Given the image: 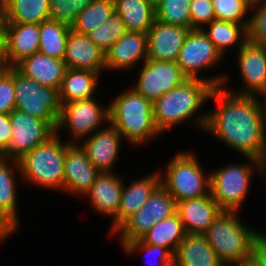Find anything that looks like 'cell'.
Wrapping results in <instances>:
<instances>
[{
    "label": "cell",
    "mask_w": 266,
    "mask_h": 266,
    "mask_svg": "<svg viewBox=\"0 0 266 266\" xmlns=\"http://www.w3.org/2000/svg\"><path fill=\"white\" fill-rule=\"evenodd\" d=\"M209 99L218 105L207 113L205 132L245 157L266 158V136L257 96L237 95L223 86L214 87Z\"/></svg>",
    "instance_id": "1"
},
{
    "label": "cell",
    "mask_w": 266,
    "mask_h": 266,
    "mask_svg": "<svg viewBox=\"0 0 266 266\" xmlns=\"http://www.w3.org/2000/svg\"><path fill=\"white\" fill-rule=\"evenodd\" d=\"M227 80L225 74L206 79L188 78L153 102L155 125L160 134L191 118L204 130L207 113L198 114L200 107L209 100L213 88L225 87Z\"/></svg>",
    "instance_id": "2"
},
{
    "label": "cell",
    "mask_w": 266,
    "mask_h": 266,
    "mask_svg": "<svg viewBox=\"0 0 266 266\" xmlns=\"http://www.w3.org/2000/svg\"><path fill=\"white\" fill-rule=\"evenodd\" d=\"M108 105L109 122L133 146L160 135L155 125L153 103L133 88L115 96Z\"/></svg>",
    "instance_id": "3"
},
{
    "label": "cell",
    "mask_w": 266,
    "mask_h": 266,
    "mask_svg": "<svg viewBox=\"0 0 266 266\" xmlns=\"http://www.w3.org/2000/svg\"><path fill=\"white\" fill-rule=\"evenodd\" d=\"M239 211L222 210L204 233L217 257L226 266H236L251 258V248L259 233L237 215Z\"/></svg>",
    "instance_id": "4"
},
{
    "label": "cell",
    "mask_w": 266,
    "mask_h": 266,
    "mask_svg": "<svg viewBox=\"0 0 266 266\" xmlns=\"http://www.w3.org/2000/svg\"><path fill=\"white\" fill-rule=\"evenodd\" d=\"M67 140L56 132L47 141L35 147L18 160L21 179L29 184L50 190L63 191L64 162Z\"/></svg>",
    "instance_id": "5"
},
{
    "label": "cell",
    "mask_w": 266,
    "mask_h": 266,
    "mask_svg": "<svg viewBox=\"0 0 266 266\" xmlns=\"http://www.w3.org/2000/svg\"><path fill=\"white\" fill-rule=\"evenodd\" d=\"M248 164H230L210 173V194L222 210L238 211L249 193L253 172L261 171L262 162L246 157ZM255 167V171L253 170Z\"/></svg>",
    "instance_id": "6"
},
{
    "label": "cell",
    "mask_w": 266,
    "mask_h": 266,
    "mask_svg": "<svg viewBox=\"0 0 266 266\" xmlns=\"http://www.w3.org/2000/svg\"><path fill=\"white\" fill-rule=\"evenodd\" d=\"M196 156L189 151L178 152L167 164L161 185L177 202L210 194V174L203 171Z\"/></svg>",
    "instance_id": "7"
},
{
    "label": "cell",
    "mask_w": 266,
    "mask_h": 266,
    "mask_svg": "<svg viewBox=\"0 0 266 266\" xmlns=\"http://www.w3.org/2000/svg\"><path fill=\"white\" fill-rule=\"evenodd\" d=\"M15 109L47 121L55 130L62 104L59 89L42 86L14 67Z\"/></svg>",
    "instance_id": "8"
},
{
    "label": "cell",
    "mask_w": 266,
    "mask_h": 266,
    "mask_svg": "<svg viewBox=\"0 0 266 266\" xmlns=\"http://www.w3.org/2000/svg\"><path fill=\"white\" fill-rule=\"evenodd\" d=\"M176 199L160 184L145 204L131 215L115 232L123 247L126 243L141 239L157 222L176 214Z\"/></svg>",
    "instance_id": "9"
},
{
    "label": "cell",
    "mask_w": 266,
    "mask_h": 266,
    "mask_svg": "<svg viewBox=\"0 0 266 266\" xmlns=\"http://www.w3.org/2000/svg\"><path fill=\"white\" fill-rule=\"evenodd\" d=\"M109 122V105L102 106L93 98L77 100L62 104L56 132L66 128L72 135L69 143H77L82 138L91 136L104 123ZM72 133V134H71Z\"/></svg>",
    "instance_id": "10"
},
{
    "label": "cell",
    "mask_w": 266,
    "mask_h": 266,
    "mask_svg": "<svg viewBox=\"0 0 266 266\" xmlns=\"http://www.w3.org/2000/svg\"><path fill=\"white\" fill-rule=\"evenodd\" d=\"M12 137L3 151L4 158L18 161L26 153L47 141L56 130L42 119L14 109L10 112Z\"/></svg>",
    "instance_id": "11"
},
{
    "label": "cell",
    "mask_w": 266,
    "mask_h": 266,
    "mask_svg": "<svg viewBox=\"0 0 266 266\" xmlns=\"http://www.w3.org/2000/svg\"><path fill=\"white\" fill-rule=\"evenodd\" d=\"M142 64L133 89L152 103L188 79L177 62L147 58Z\"/></svg>",
    "instance_id": "12"
},
{
    "label": "cell",
    "mask_w": 266,
    "mask_h": 266,
    "mask_svg": "<svg viewBox=\"0 0 266 266\" xmlns=\"http://www.w3.org/2000/svg\"><path fill=\"white\" fill-rule=\"evenodd\" d=\"M223 59L203 29H191L180 49L177 64L188 78H201L199 72L217 66ZM201 70V71H200Z\"/></svg>",
    "instance_id": "13"
},
{
    "label": "cell",
    "mask_w": 266,
    "mask_h": 266,
    "mask_svg": "<svg viewBox=\"0 0 266 266\" xmlns=\"http://www.w3.org/2000/svg\"><path fill=\"white\" fill-rule=\"evenodd\" d=\"M238 67L245 85L242 91H230L237 95L257 96L266 93V47L246 41L238 48Z\"/></svg>",
    "instance_id": "14"
},
{
    "label": "cell",
    "mask_w": 266,
    "mask_h": 266,
    "mask_svg": "<svg viewBox=\"0 0 266 266\" xmlns=\"http://www.w3.org/2000/svg\"><path fill=\"white\" fill-rule=\"evenodd\" d=\"M107 125L84 138L83 143H80L86 151L89 161L100 173L115 172L112 169H114L123 139L110 122Z\"/></svg>",
    "instance_id": "15"
},
{
    "label": "cell",
    "mask_w": 266,
    "mask_h": 266,
    "mask_svg": "<svg viewBox=\"0 0 266 266\" xmlns=\"http://www.w3.org/2000/svg\"><path fill=\"white\" fill-rule=\"evenodd\" d=\"M100 172L89 161L86 151L79 143H71L66 148L64 162L63 191L75 195H85Z\"/></svg>",
    "instance_id": "16"
},
{
    "label": "cell",
    "mask_w": 266,
    "mask_h": 266,
    "mask_svg": "<svg viewBox=\"0 0 266 266\" xmlns=\"http://www.w3.org/2000/svg\"><path fill=\"white\" fill-rule=\"evenodd\" d=\"M191 28L172 25L155 19L147 32V58L176 62Z\"/></svg>",
    "instance_id": "17"
},
{
    "label": "cell",
    "mask_w": 266,
    "mask_h": 266,
    "mask_svg": "<svg viewBox=\"0 0 266 266\" xmlns=\"http://www.w3.org/2000/svg\"><path fill=\"white\" fill-rule=\"evenodd\" d=\"M147 59V34L127 31L105 53V69H132Z\"/></svg>",
    "instance_id": "18"
},
{
    "label": "cell",
    "mask_w": 266,
    "mask_h": 266,
    "mask_svg": "<svg viewBox=\"0 0 266 266\" xmlns=\"http://www.w3.org/2000/svg\"><path fill=\"white\" fill-rule=\"evenodd\" d=\"M153 172L142 179H132L130 185L122 187V194L117 216L112 219L111 233L114 232L149 199L154 190L161 184V173Z\"/></svg>",
    "instance_id": "19"
},
{
    "label": "cell",
    "mask_w": 266,
    "mask_h": 266,
    "mask_svg": "<svg viewBox=\"0 0 266 266\" xmlns=\"http://www.w3.org/2000/svg\"><path fill=\"white\" fill-rule=\"evenodd\" d=\"M40 24L5 23V45L7 67L38 53Z\"/></svg>",
    "instance_id": "20"
},
{
    "label": "cell",
    "mask_w": 266,
    "mask_h": 266,
    "mask_svg": "<svg viewBox=\"0 0 266 266\" xmlns=\"http://www.w3.org/2000/svg\"><path fill=\"white\" fill-rule=\"evenodd\" d=\"M222 209L211 194L203 197L177 202L179 218L186 233L204 234Z\"/></svg>",
    "instance_id": "21"
},
{
    "label": "cell",
    "mask_w": 266,
    "mask_h": 266,
    "mask_svg": "<svg viewBox=\"0 0 266 266\" xmlns=\"http://www.w3.org/2000/svg\"><path fill=\"white\" fill-rule=\"evenodd\" d=\"M67 68L99 72L105 70V52L95 45L88 35L73 30L68 34L63 59Z\"/></svg>",
    "instance_id": "22"
},
{
    "label": "cell",
    "mask_w": 266,
    "mask_h": 266,
    "mask_svg": "<svg viewBox=\"0 0 266 266\" xmlns=\"http://www.w3.org/2000/svg\"><path fill=\"white\" fill-rule=\"evenodd\" d=\"M123 184L124 180L115 172L100 173L84 196L89 198L98 214L112 216L114 219L118 213Z\"/></svg>",
    "instance_id": "23"
},
{
    "label": "cell",
    "mask_w": 266,
    "mask_h": 266,
    "mask_svg": "<svg viewBox=\"0 0 266 266\" xmlns=\"http://www.w3.org/2000/svg\"><path fill=\"white\" fill-rule=\"evenodd\" d=\"M15 68L42 86L60 89L67 69L63 60L35 53L19 62Z\"/></svg>",
    "instance_id": "24"
},
{
    "label": "cell",
    "mask_w": 266,
    "mask_h": 266,
    "mask_svg": "<svg viewBox=\"0 0 266 266\" xmlns=\"http://www.w3.org/2000/svg\"><path fill=\"white\" fill-rule=\"evenodd\" d=\"M174 266H226L204 234L186 233L174 254Z\"/></svg>",
    "instance_id": "25"
},
{
    "label": "cell",
    "mask_w": 266,
    "mask_h": 266,
    "mask_svg": "<svg viewBox=\"0 0 266 266\" xmlns=\"http://www.w3.org/2000/svg\"><path fill=\"white\" fill-rule=\"evenodd\" d=\"M99 77V72L67 68L59 89L61 104L93 98Z\"/></svg>",
    "instance_id": "26"
},
{
    "label": "cell",
    "mask_w": 266,
    "mask_h": 266,
    "mask_svg": "<svg viewBox=\"0 0 266 266\" xmlns=\"http://www.w3.org/2000/svg\"><path fill=\"white\" fill-rule=\"evenodd\" d=\"M5 23L41 24L49 19V0H0Z\"/></svg>",
    "instance_id": "27"
},
{
    "label": "cell",
    "mask_w": 266,
    "mask_h": 266,
    "mask_svg": "<svg viewBox=\"0 0 266 266\" xmlns=\"http://www.w3.org/2000/svg\"><path fill=\"white\" fill-rule=\"evenodd\" d=\"M114 9L127 31L147 34L156 19L155 8L147 0H114Z\"/></svg>",
    "instance_id": "28"
},
{
    "label": "cell",
    "mask_w": 266,
    "mask_h": 266,
    "mask_svg": "<svg viewBox=\"0 0 266 266\" xmlns=\"http://www.w3.org/2000/svg\"><path fill=\"white\" fill-rule=\"evenodd\" d=\"M185 235L182 221L176 213L154 224L141 240L148 245L168 249L174 255Z\"/></svg>",
    "instance_id": "29"
},
{
    "label": "cell",
    "mask_w": 266,
    "mask_h": 266,
    "mask_svg": "<svg viewBox=\"0 0 266 266\" xmlns=\"http://www.w3.org/2000/svg\"><path fill=\"white\" fill-rule=\"evenodd\" d=\"M206 26H209V30L206 29ZM206 26L203 31L223 57L229 48L234 47V45L241 48L247 41L246 27L242 24L213 20Z\"/></svg>",
    "instance_id": "30"
},
{
    "label": "cell",
    "mask_w": 266,
    "mask_h": 266,
    "mask_svg": "<svg viewBox=\"0 0 266 266\" xmlns=\"http://www.w3.org/2000/svg\"><path fill=\"white\" fill-rule=\"evenodd\" d=\"M15 170L20 173L18 161L4 158L0 162V209L16 226H19Z\"/></svg>",
    "instance_id": "31"
},
{
    "label": "cell",
    "mask_w": 266,
    "mask_h": 266,
    "mask_svg": "<svg viewBox=\"0 0 266 266\" xmlns=\"http://www.w3.org/2000/svg\"><path fill=\"white\" fill-rule=\"evenodd\" d=\"M71 27L54 20H45L40 24V41L38 52L48 57L63 60L66 42Z\"/></svg>",
    "instance_id": "32"
},
{
    "label": "cell",
    "mask_w": 266,
    "mask_h": 266,
    "mask_svg": "<svg viewBox=\"0 0 266 266\" xmlns=\"http://www.w3.org/2000/svg\"><path fill=\"white\" fill-rule=\"evenodd\" d=\"M114 12V0H92L90 5L76 16L71 30L78 34L88 35Z\"/></svg>",
    "instance_id": "33"
},
{
    "label": "cell",
    "mask_w": 266,
    "mask_h": 266,
    "mask_svg": "<svg viewBox=\"0 0 266 266\" xmlns=\"http://www.w3.org/2000/svg\"><path fill=\"white\" fill-rule=\"evenodd\" d=\"M191 0H163L156 8V19L172 25L191 28Z\"/></svg>",
    "instance_id": "34"
},
{
    "label": "cell",
    "mask_w": 266,
    "mask_h": 266,
    "mask_svg": "<svg viewBox=\"0 0 266 266\" xmlns=\"http://www.w3.org/2000/svg\"><path fill=\"white\" fill-rule=\"evenodd\" d=\"M127 29L115 12L100 26L88 34L90 40L105 53L125 33Z\"/></svg>",
    "instance_id": "35"
},
{
    "label": "cell",
    "mask_w": 266,
    "mask_h": 266,
    "mask_svg": "<svg viewBox=\"0 0 266 266\" xmlns=\"http://www.w3.org/2000/svg\"><path fill=\"white\" fill-rule=\"evenodd\" d=\"M215 18L219 21L235 22L247 28L250 12L249 0H211ZM247 17V18H245Z\"/></svg>",
    "instance_id": "36"
},
{
    "label": "cell",
    "mask_w": 266,
    "mask_h": 266,
    "mask_svg": "<svg viewBox=\"0 0 266 266\" xmlns=\"http://www.w3.org/2000/svg\"><path fill=\"white\" fill-rule=\"evenodd\" d=\"M92 0H49V19L72 26L76 16L85 10Z\"/></svg>",
    "instance_id": "37"
},
{
    "label": "cell",
    "mask_w": 266,
    "mask_h": 266,
    "mask_svg": "<svg viewBox=\"0 0 266 266\" xmlns=\"http://www.w3.org/2000/svg\"><path fill=\"white\" fill-rule=\"evenodd\" d=\"M254 14L249 17L247 41L266 47V0L250 3V11Z\"/></svg>",
    "instance_id": "38"
},
{
    "label": "cell",
    "mask_w": 266,
    "mask_h": 266,
    "mask_svg": "<svg viewBox=\"0 0 266 266\" xmlns=\"http://www.w3.org/2000/svg\"><path fill=\"white\" fill-rule=\"evenodd\" d=\"M122 249L127 255L134 254L136 251L146 253L144 254L145 256L151 254L156 261H154L155 264H152V266H174V255L168 249L156 245H148L141 239L126 243ZM149 266L151 265L149 264Z\"/></svg>",
    "instance_id": "39"
},
{
    "label": "cell",
    "mask_w": 266,
    "mask_h": 266,
    "mask_svg": "<svg viewBox=\"0 0 266 266\" xmlns=\"http://www.w3.org/2000/svg\"><path fill=\"white\" fill-rule=\"evenodd\" d=\"M15 109L14 67L0 69V114Z\"/></svg>",
    "instance_id": "40"
},
{
    "label": "cell",
    "mask_w": 266,
    "mask_h": 266,
    "mask_svg": "<svg viewBox=\"0 0 266 266\" xmlns=\"http://www.w3.org/2000/svg\"><path fill=\"white\" fill-rule=\"evenodd\" d=\"M191 29H203L211 21L216 20L211 0H191Z\"/></svg>",
    "instance_id": "41"
},
{
    "label": "cell",
    "mask_w": 266,
    "mask_h": 266,
    "mask_svg": "<svg viewBox=\"0 0 266 266\" xmlns=\"http://www.w3.org/2000/svg\"><path fill=\"white\" fill-rule=\"evenodd\" d=\"M251 259L259 266H266V233H258L252 243Z\"/></svg>",
    "instance_id": "42"
},
{
    "label": "cell",
    "mask_w": 266,
    "mask_h": 266,
    "mask_svg": "<svg viewBox=\"0 0 266 266\" xmlns=\"http://www.w3.org/2000/svg\"><path fill=\"white\" fill-rule=\"evenodd\" d=\"M11 137L10 113L0 114V150L2 152L8 147Z\"/></svg>",
    "instance_id": "43"
},
{
    "label": "cell",
    "mask_w": 266,
    "mask_h": 266,
    "mask_svg": "<svg viewBox=\"0 0 266 266\" xmlns=\"http://www.w3.org/2000/svg\"><path fill=\"white\" fill-rule=\"evenodd\" d=\"M16 226L0 209V243H3L4 240L13 235L18 229Z\"/></svg>",
    "instance_id": "44"
},
{
    "label": "cell",
    "mask_w": 266,
    "mask_h": 266,
    "mask_svg": "<svg viewBox=\"0 0 266 266\" xmlns=\"http://www.w3.org/2000/svg\"><path fill=\"white\" fill-rule=\"evenodd\" d=\"M7 67L6 45H5V20L0 9V69Z\"/></svg>",
    "instance_id": "45"
},
{
    "label": "cell",
    "mask_w": 266,
    "mask_h": 266,
    "mask_svg": "<svg viewBox=\"0 0 266 266\" xmlns=\"http://www.w3.org/2000/svg\"><path fill=\"white\" fill-rule=\"evenodd\" d=\"M261 96L264 97L263 100H262ZM258 97H259L258 99H259V102H260V105H261L262 115H263V130H264V134L266 136V93L262 94V95H260Z\"/></svg>",
    "instance_id": "46"
},
{
    "label": "cell",
    "mask_w": 266,
    "mask_h": 266,
    "mask_svg": "<svg viewBox=\"0 0 266 266\" xmlns=\"http://www.w3.org/2000/svg\"><path fill=\"white\" fill-rule=\"evenodd\" d=\"M236 266H259V265L250 258L248 260H244L241 264H238Z\"/></svg>",
    "instance_id": "47"
},
{
    "label": "cell",
    "mask_w": 266,
    "mask_h": 266,
    "mask_svg": "<svg viewBox=\"0 0 266 266\" xmlns=\"http://www.w3.org/2000/svg\"><path fill=\"white\" fill-rule=\"evenodd\" d=\"M260 175H261V178H262V176H265V177H263V178L266 179V158H265V160L262 162V167H261Z\"/></svg>",
    "instance_id": "48"
},
{
    "label": "cell",
    "mask_w": 266,
    "mask_h": 266,
    "mask_svg": "<svg viewBox=\"0 0 266 266\" xmlns=\"http://www.w3.org/2000/svg\"><path fill=\"white\" fill-rule=\"evenodd\" d=\"M154 8H156L163 0H147Z\"/></svg>",
    "instance_id": "49"
},
{
    "label": "cell",
    "mask_w": 266,
    "mask_h": 266,
    "mask_svg": "<svg viewBox=\"0 0 266 266\" xmlns=\"http://www.w3.org/2000/svg\"><path fill=\"white\" fill-rule=\"evenodd\" d=\"M4 159L3 152L0 150V162Z\"/></svg>",
    "instance_id": "50"
},
{
    "label": "cell",
    "mask_w": 266,
    "mask_h": 266,
    "mask_svg": "<svg viewBox=\"0 0 266 266\" xmlns=\"http://www.w3.org/2000/svg\"><path fill=\"white\" fill-rule=\"evenodd\" d=\"M250 3H253V2H256V1H259V0H249Z\"/></svg>",
    "instance_id": "51"
}]
</instances>
